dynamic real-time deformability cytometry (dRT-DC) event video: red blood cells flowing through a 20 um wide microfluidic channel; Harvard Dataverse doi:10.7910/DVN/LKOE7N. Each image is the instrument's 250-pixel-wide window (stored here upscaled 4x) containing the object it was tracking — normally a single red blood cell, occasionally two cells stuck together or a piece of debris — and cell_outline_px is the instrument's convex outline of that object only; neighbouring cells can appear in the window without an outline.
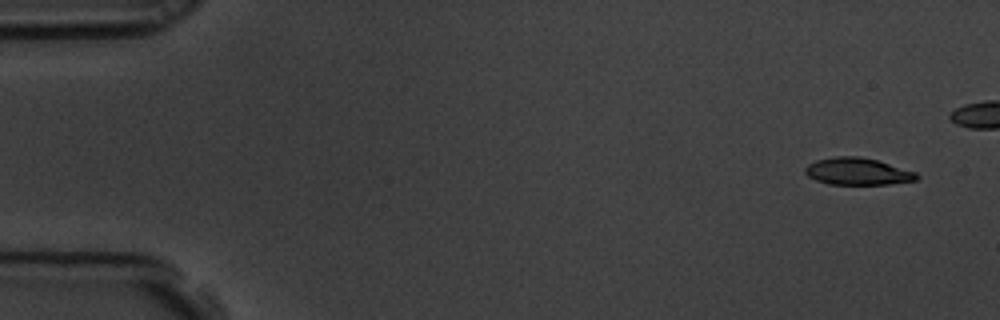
{"species": "common noctule bat (a hibernating species)", "species_latin": "Nyctalus noctula", "temperature_condition": "room temperature", "stored_images_in_passage": 14, "camera_frame_rate_fps": 3000, "um_per_image_px": 0.085, "animal": {"sex": "male", "body_mass_g": 19.5, "forearm_length_mm": 54.6}, "frame": {"image": 1, "passage_image": 1, "time_ms": 0.0, "image_size_px": [1000, 320], "cell_outline_px": [[920, 176], [916, 180], [888, 184], [828, 184], [816, 180], [808, 176], [804, 172], [804, 168], [808, 164], [816, 160], [836, 156], [860, 156], [876, 160], [916, 172]], "centroid_in_image_um": [72.87, 14.57], "position_along_channel_um": 12.1, "area_um2": 17.51}}
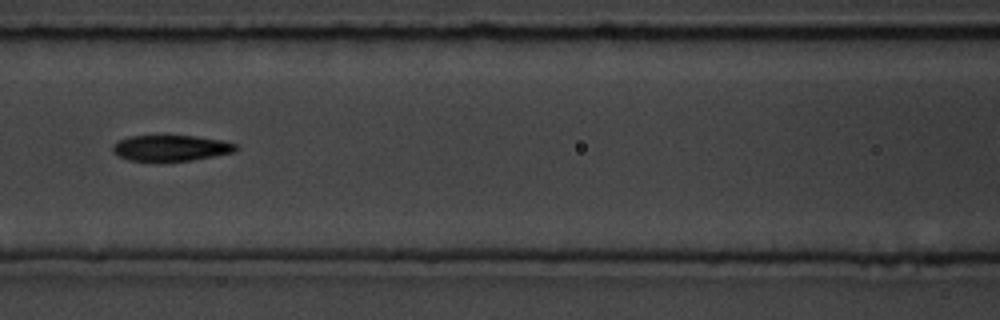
{"frame": {"image": 2, "passage_image": 7, "time_ms": 2.0, "image_size_px": [1000, 320], "cell_outline_px": [[240, 148], [236, 152], [192, 160], [128, 160], [112, 152], [112, 144], [128, 136], [160, 132], [196, 136], [220, 140], [236, 144]], "centroid_in_image_um": [14.51, 12.51], "position_along_channel_um": 152.1, "area_um2": 19.36}}
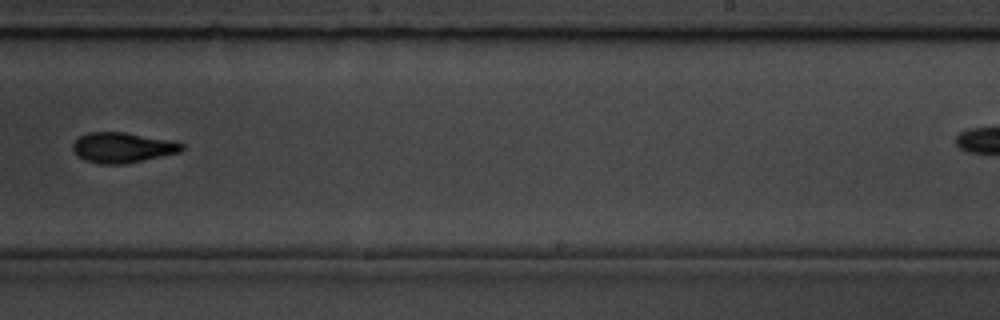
{"frame": {"image": 3, "passage_image": 10, "time_ms": 3.0, "image_size_px": [1000, 320], "cell_outline_px": [[184, 148], [180, 152], [124, 164], [100, 164], [84, 160], [72, 148], [72, 144], [80, 136], [88, 132], [124, 132], [172, 140], [184, 144]], "centroid_in_image_um": [10.42, 12.54], "position_along_channel_um": 278.6, "area_um2": 19.13}}